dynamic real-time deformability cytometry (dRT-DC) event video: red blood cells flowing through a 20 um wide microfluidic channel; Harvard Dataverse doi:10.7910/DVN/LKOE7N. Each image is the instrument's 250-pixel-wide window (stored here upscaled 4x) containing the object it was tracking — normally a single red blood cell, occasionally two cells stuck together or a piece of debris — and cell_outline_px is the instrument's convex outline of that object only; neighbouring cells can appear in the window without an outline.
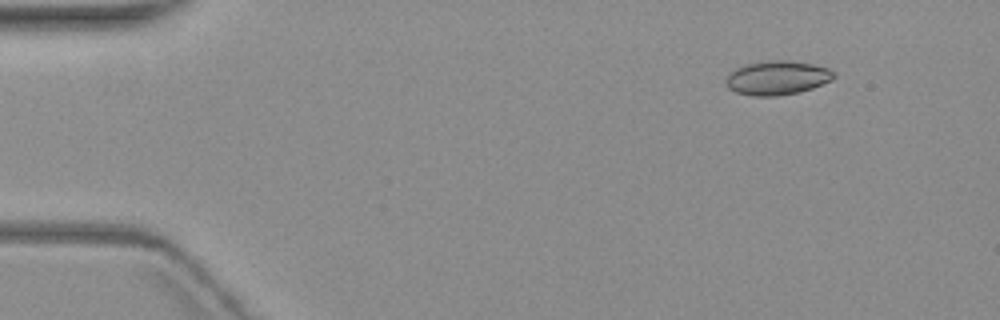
{"species": "common noctule bat (a hibernating species)", "species_latin": "Nyctalus noctula", "temperature_condition": "warm", "stored_images_in_passage": 5, "camera_frame_rate_fps": 3000, "um_per_image_px": 0.085, "animal": {"sex": "female", "body_mass_g": 19.3, "forearm_length_mm": 54.1}, "frame": {"image": 1, "passage_image": 1, "time_ms": 0.0, "image_size_px": [1000, 320], "cell_outline_px": [[836, 76], [832, 80], [812, 88], [800, 92], [776, 96], [752, 96], [736, 92], [728, 88], [724, 84], [724, 80], [736, 68], [744, 64], [768, 60], [792, 60], [812, 64], [828, 68]], "centroid_in_image_um": [66.04, 6.61], "position_along_channel_um": 19.0, "area_um2": 21.56}}
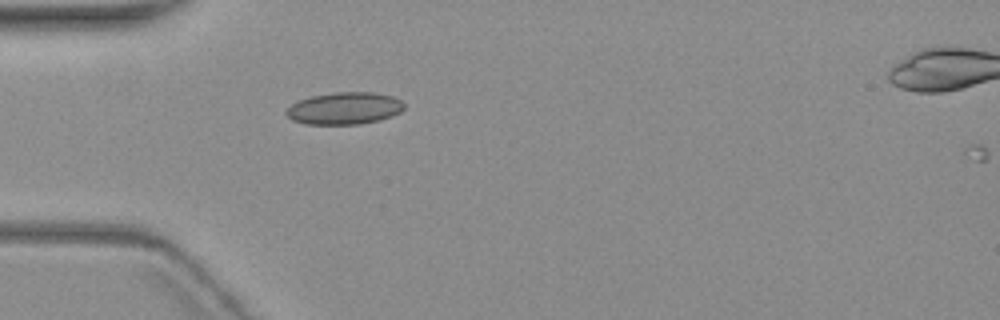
{"frame": {"image": 2, "passage_image": 4, "time_ms": 3.667, "image_size_px": [1000, 320], "cell_outline_px": [[404, 108], [400, 112], [392, 116], [380, 120], [360, 124], [304, 124], [292, 120], [284, 112], [292, 104], [300, 100], [312, 96], [332, 92], [372, 92], [392, 96], [400, 100], [404, 104]], "centroid_in_image_um": [29.28, 9.21], "position_along_channel_um": 55.7, "area_um2": 22.08}}